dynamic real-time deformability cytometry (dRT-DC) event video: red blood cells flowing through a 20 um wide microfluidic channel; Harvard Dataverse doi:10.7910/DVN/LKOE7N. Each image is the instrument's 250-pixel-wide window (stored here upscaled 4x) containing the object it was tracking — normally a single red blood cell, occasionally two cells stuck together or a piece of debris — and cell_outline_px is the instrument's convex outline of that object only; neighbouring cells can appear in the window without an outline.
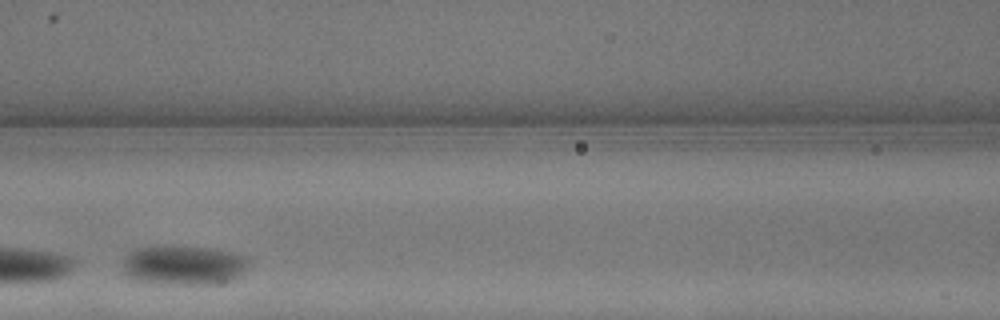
{"species": "common noctule bat (a hibernating species)", "species_latin": "Nyctalus noctula", "temperature_condition": "warm", "stored_images_in_passage": 14, "camera_frame_rate_fps": 3000, "um_per_image_px": 0.085, "animal": {"sex": "male", "body_mass_g": 13.3}, "frame": {"image": 1, "passage_image": 5, "time_ms": 1.333, "image_size_px": [1000, 320], "cell_outline_px": [[248, 264], [244, 272], [240, 276], [232, 280], [216, 284], [184, 284], [132, 280], [124, 272], [124, 256], [128, 252], [136, 248], [164, 244], [168, 244], [208, 248], [232, 252], [244, 256], [248, 260]], "centroid_in_image_um": [15.59, 22.51], "position_along_channel_um": 151.0, "area_um2": 29.36}}
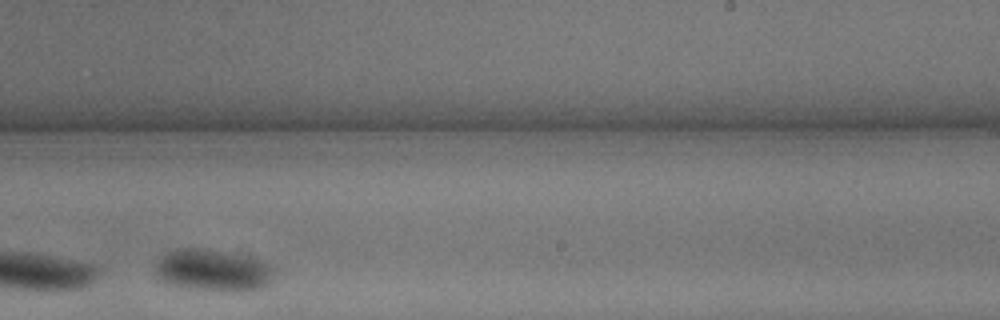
{"frame": {"image": 2, "passage_image": 10, "time_ms": 3.0, "image_size_px": [1000, 320], "cell_outline_px": [[276, 268], [268, 284], [264, 288], [244, 292], [240, 292], [188, 288], [168, 284], [160, 280], [156, 276], [156, 260], [160, 256], [176, 248], [196, 248], [224, 252], [256, 260], [268, 264]], "centroid_in_image_um": [18.06, 23.0], "position_along_channel_um": 270.9, "area_um2": 28.9}}
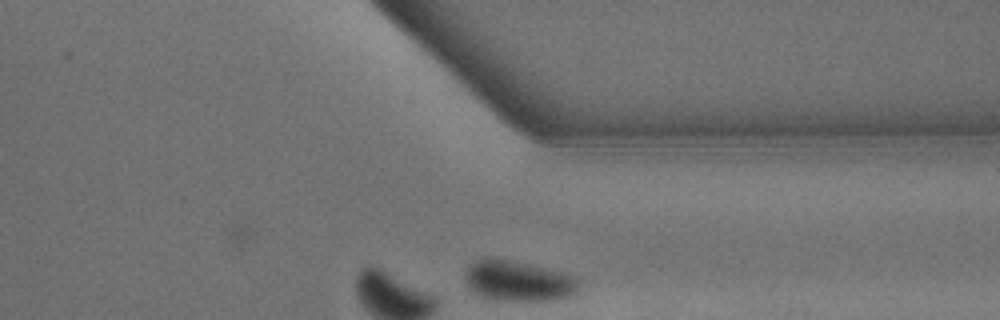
{"frame": {"image": 3, "passage_image": 14, "time_ms": 4.333, "image_size_px": [1000, 320], "cell_outline_px": [[580, 280], [576, 292], [568, 296], [540, 300], [520, 300], [484, 296], [472, 292], [464, 276], [464, 272], [476, 260], [484, 256], [488, 256], [528, 264], [580, 276]], "centroid_in_image_um": [44.06, 23.83], "position_along_channel_um": 367.3, "area_um2": 26.36}}